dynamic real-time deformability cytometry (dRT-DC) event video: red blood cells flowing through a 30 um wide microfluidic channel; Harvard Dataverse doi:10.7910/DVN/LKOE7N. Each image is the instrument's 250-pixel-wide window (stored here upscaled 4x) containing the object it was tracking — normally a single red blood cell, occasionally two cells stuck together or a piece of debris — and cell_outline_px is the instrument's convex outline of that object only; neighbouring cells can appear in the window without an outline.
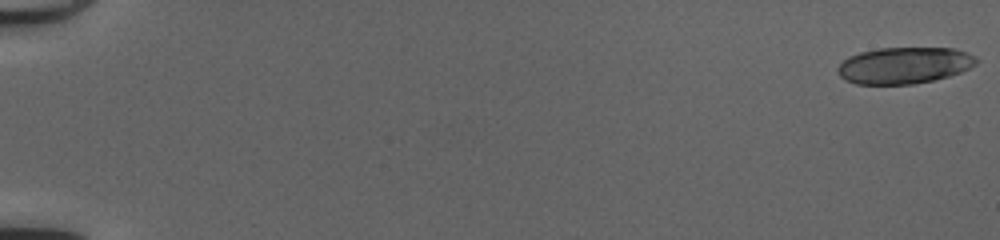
{"species": "common noctule bat (a hibernating species)", "species_latin": "Nyctalus noctula", "temperature_condition": "cold", "stored_images_in_passage": 13, "camera_frame_rate_fps": 3000, "um_per_image_px": 0.085, "animal": {"sex": "female", "body_mass_g": 20.0, "forearm_length_mm": 54.0}, "frame": {"image": 1, "passage_image": 1, "time_ms": 0.0, "image_size_px": [1000, 240], "cell_outline_px": [[980, 60], [976, 64], [960, 72], [948, 76], [932, 80], [912, 84], [856, 84], [844, 80], [840, 76], [836, 68], [848, 56], [860, 52], [880, 48], [956, 48], [968, 52], [976, 56]], "centroid_in_image_um": [76.87, 5.55], "position_along_channel_um": 8.1, "area_um2": 29.59}}